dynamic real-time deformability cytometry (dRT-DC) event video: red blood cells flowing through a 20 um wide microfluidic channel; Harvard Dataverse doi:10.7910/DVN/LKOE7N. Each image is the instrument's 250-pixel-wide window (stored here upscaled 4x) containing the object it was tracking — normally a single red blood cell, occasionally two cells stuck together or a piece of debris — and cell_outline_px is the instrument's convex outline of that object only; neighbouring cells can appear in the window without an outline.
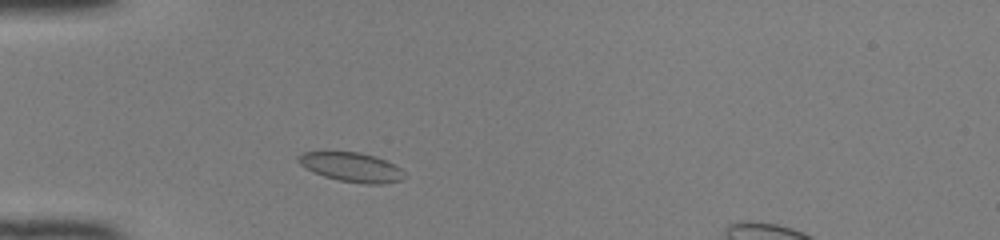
{"species": "common noctule bat (a hibernating species)", "species_latin": "Nyctalus noctula", "temperature_condition": "room temperature", "stored_images_in_passage": 32, "camera_frame_rate_fps": 3000, "um_per_image_px": 0.085, "animal": {"sex": "female", "body_mass_g": 22.0, "forearm_length_mm": 56.7}, "frame": {"image": 1, "passage_image": 4, "time_ms": 1.0, "image_size_px": [1000, 240], "cell_outline_px": [[408, 176], [404, 180], [380, 184], [364, 184], [340, 180], [324, 176], [312, 172], [304, 168], [296, 160], [296, 156], [300, 152], [360, 152], [376, 156], [400, 168]], "centroid_in_image_um": [29.87, 14.21], "position_along_channel_um": 55.1, "area_um2": 18.32}}
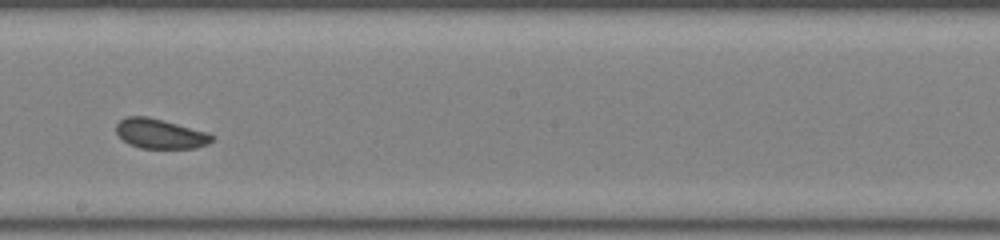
{"frame": {"image": 2, "passage_image": 18, "time_ms": 5.667, "image_size_px": [1000, 240], "cell_outline_px": [[216, 136], [208, 144], [196, 148], [140, 148], [128, 144], [116, 132], [116, 124], [120, 120], [128, 116], [148, 116], [208, 132]], "centroid_in_image_um": [13.63, 11.37], "position_along_channel_um": 234.6, "area_um2": 16.65}}
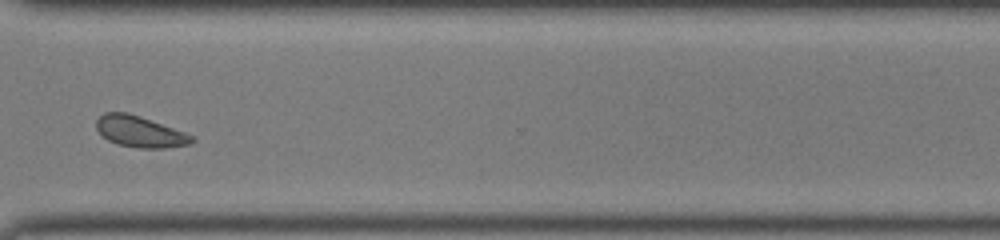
{"frame": {"image": 3, "passage_image": 27, "time_ms": 8.667, "image_size_px": [1000, 240], "cell_outline_px": [[196, 140], [192, 144], [164, 148], [136, 148], [116, 144], [108, 140], [96, 128], [96, 120], [104, 112], [128, 112], [140, 116], [196, 136]], "centroid_in_image_um": [11.93, 11.19], "position_along_channel_um": 358.7, "area_um2": 17.51}, "authors_computed_cell_mechanics": {"area_um2": 17.4845, "velocity_mm_per_s": 4.1001, "shape_relaxation_time_tau1_ms": 2.4009, "shape_relaxation_time_tau2_ms": 1.5233, "deformation_change_tau1": 0.0424, "deformation_change_tau2": 0.0508}}